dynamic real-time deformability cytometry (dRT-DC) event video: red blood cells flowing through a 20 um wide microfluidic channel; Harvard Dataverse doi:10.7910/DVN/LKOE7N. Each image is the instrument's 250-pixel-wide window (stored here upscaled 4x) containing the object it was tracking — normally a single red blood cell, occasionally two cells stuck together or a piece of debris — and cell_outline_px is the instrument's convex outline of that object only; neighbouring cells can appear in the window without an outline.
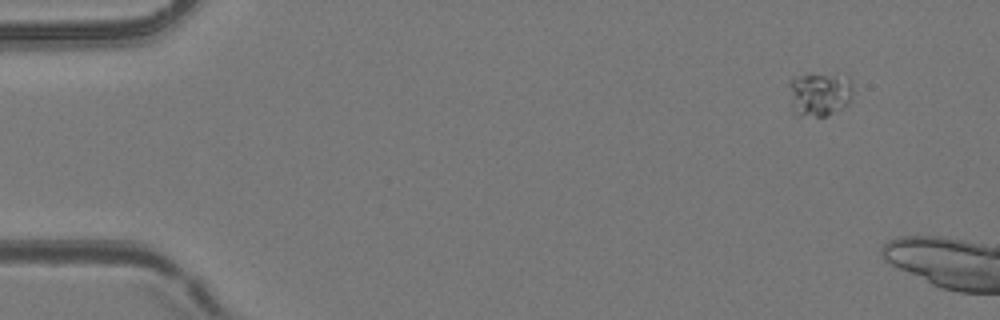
{"species": "common noctule bat (a hibernating species)", "species_latin": "Nyctalus noctula", "temperature_condition": "room temperature", "stored_images_in_passage": 4, "camera_frame_rate_fps": 3000, "um_per_image_px": 0.085, "animal": {"sex": "female", "body_mass_g": 24.6, "forearm_length_mm": 56.2}, "frame": {"image": 1, "passage_image": 2, "time_ms": 0.333, "image_size_px": [1000, 320], "cell_outline_px": [[852, 92], [848, 104], [824, 116], [796, 116], [792, 112], [788, 84], [792, 80], [800, 76], [832, 76], [848, 80], [852, 88]], "centroid_in_image_um": [69.57, 8.08], "position_along_channel_um": 15.4, "area_um2": 15.61}}